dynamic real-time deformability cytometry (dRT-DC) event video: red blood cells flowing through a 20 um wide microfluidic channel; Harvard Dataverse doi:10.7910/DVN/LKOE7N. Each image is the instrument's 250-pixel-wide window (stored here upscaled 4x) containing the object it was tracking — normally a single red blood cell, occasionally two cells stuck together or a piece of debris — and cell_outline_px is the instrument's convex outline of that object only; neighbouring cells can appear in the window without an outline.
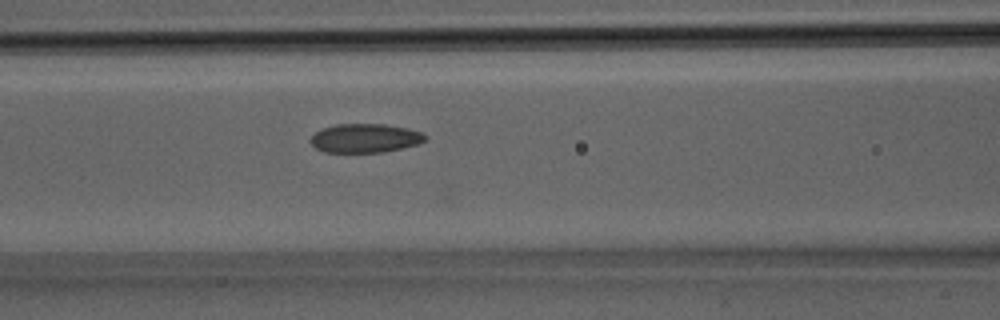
{"species": "Egyptian fruit bat (a non-hibernating species)", "species_latin": "Rousettus aegyptiacus", "temperature_condition": "room temperature", "stored_images_in_passage": 22, "camera_frame_rate_fps": 3000, "um_per_image_px": 0.085, "animal": {"sex": "male"}, "frame": {"image": 1, "passage_image": 4, "time_ms": 1.0, "image_size_px": [1000, 320], "cell_outline_px": [[428, 136], [420, 144], [384, 152], [324, 152], [316, 148], [308, 140], [316, 132], [324, 128], [336, 124], [384, 124], [408, 128], [420, 132]], "centroid_in_image_um": [31.04, 11.75], "position_along_channel_um": 135.6, "area_um2": 19.31}}
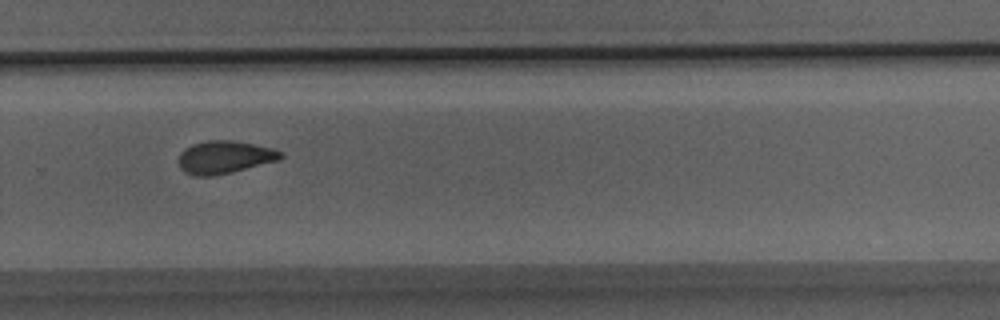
{"frame": {"image": 2, "passage_image": 12, "time_ms": 3.667, "image_size_px": [1000, 320], "cell_outline_px": [[284, 156], [280, 160], [232, 172], [212, 176], [196, 176], [184, 172], [180, 168], [180, 152], [184, 148], [192, 144], [208, 140], [232, 140], [272, 148], [284, 152]], "centroid_in_image_um": [19.11, 13.36], "position_along_channel_um": 310.7, "area_um2": 19.54}}
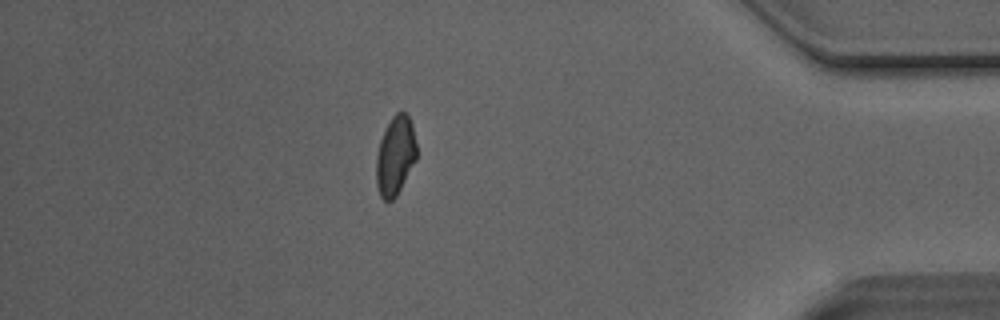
{"frame": {"image": 3, "passage_image": 18, "time_ms": 5.667, "image_size_px": [1000, 320], "cell_outline_px": [[416, 160], [396, 196], [392, 200], [384, 200], [380, 196], [376, 184], [376, 156], [380, 140], [392, 116], [396, 112], [404, 112], [408, 116], [412, 124], [416, 144]], "centroid_in_image_um": [33.59, 13.24], "position_along_channel_um": 401.6, "area_um2": 18.44}}